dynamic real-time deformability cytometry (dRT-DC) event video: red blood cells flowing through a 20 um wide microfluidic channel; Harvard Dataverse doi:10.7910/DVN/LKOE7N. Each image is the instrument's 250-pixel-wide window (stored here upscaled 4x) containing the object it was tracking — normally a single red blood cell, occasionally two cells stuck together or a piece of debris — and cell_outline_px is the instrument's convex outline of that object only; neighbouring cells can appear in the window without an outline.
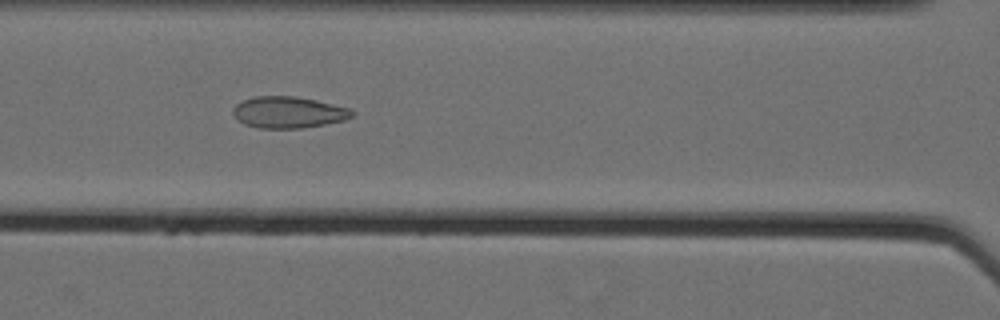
{"species": "Egyptian fruit bat (a non-hibernating species)", "species_latin": "Rousettus aegyptiacus", "temperature_condition": "cold", "stored_images_in_passage": 62, "camera_frame_rate_fps": 3000, "um_per_image_px": 0.085, "animal": {"sex": "female"}, "frame": {"image": 1, "passage_image": 32, "time_ms": 10.333, "image_size_px": [1000, 320], "cell_outline_px": [[356, 112], [352, 116], [344, 120], [324, 124], [300, 128], [260, 128], [244, 124], [232, 112], [232, 108], [236, 104], [252, 96], [296, 96], [316, 100], [348, 108]], "centroid_in_image_um": [24.5, 9.53], "position_along_channel_um": 142.1, "area_um2": 21.68}}
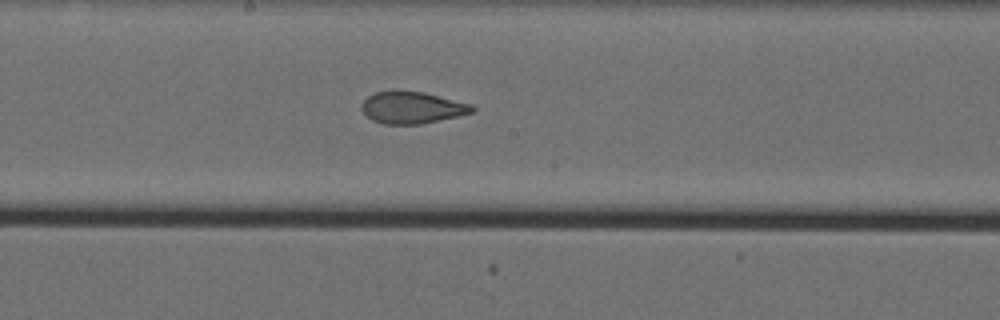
{"frame": {"image": 2, "passage_image": 38, "time_ms": 12.333, "image_size_px": [1000, 320], "cell_outline_px": [[476, 112], [460, 116], [420, 124], [384, 124], [372, 120], [360, 108], [360, 104], [368, 96], [376, 92], [424, 92], [472, 104], [476, 108]], "centroid_in_image_um": [35.08, 9.16], "position_along_channel_um": 213.1, "area_um2": 20.4}}
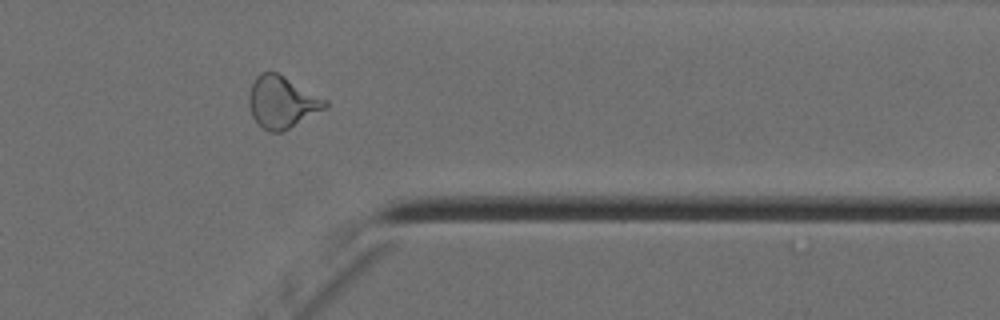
{"frame": {"image": 3, "passage_image": 53, "time_ms": 17.333, "image_size_px": [1000, 320], "cell_outline_px": [[328, 104], [324, 108], [288, 128], [280, 132], [268, 132], [260, 128], [252, 116], [248, 104], [248, 96], [252, 84], [256, 76], [260, 72], [276, 72], [328, 100]], "centroid_in_image_um": [23.91, 8.68], "position_along_channel_um": 387.5, "area_um2": 22.77}, "authors_computed_cell_mechanics": {"area_um2": 24.1893, "velocity_mm_per_s": 3.5447, "shape_relaxation_time_tau1_ms": null, "shape_relaxation_time_tau2_ms": 1.6756, "deformation_change_tau1": null, "deformation_change_tau2": 0.0731}}